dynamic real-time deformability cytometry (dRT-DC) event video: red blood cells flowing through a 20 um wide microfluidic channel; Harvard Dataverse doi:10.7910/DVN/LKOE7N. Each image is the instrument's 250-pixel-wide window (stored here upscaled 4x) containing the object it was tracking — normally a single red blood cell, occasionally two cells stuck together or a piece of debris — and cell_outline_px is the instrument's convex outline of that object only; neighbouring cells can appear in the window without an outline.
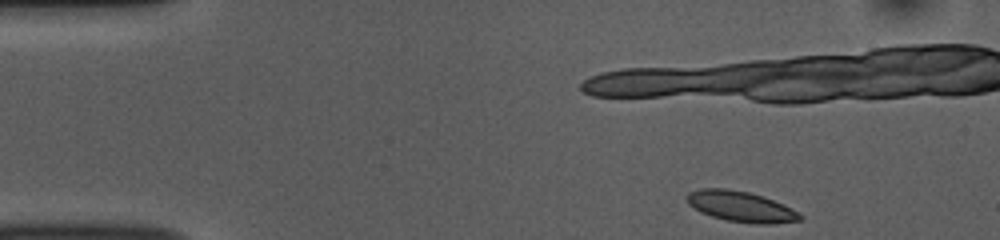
{"species": "common noctule bat (a hibernating species)", "species_latin": "Nyctalus noctula", "temperature_condition": "room temperature", "stored_images_in_passage": 9, "camera_frame_rate_fps": 3000, "um_per_image_px": 0.085, "animal": {"sex": "female", "body_mass_g": 10.0, "forearm_length_mm": 53.1}, "frame": {"image": 1, "passage_image": 1, "time_ms": 0.0, "image_size_px": [1000, 240], "cell_outline_px": [[804, 216], [800, 220], [772, 224], [756, 224], [728, 220], [712, 216], [700, 212], [688, 204], [684, 196], [688, 192], [700, 188], [728, 188], [748, 192], [764, 196], [784, 204]], "centroid_in_image_um": [62.95, 17.54], "position_along_channel_um": 22.1, "area_um2": 20.35}}